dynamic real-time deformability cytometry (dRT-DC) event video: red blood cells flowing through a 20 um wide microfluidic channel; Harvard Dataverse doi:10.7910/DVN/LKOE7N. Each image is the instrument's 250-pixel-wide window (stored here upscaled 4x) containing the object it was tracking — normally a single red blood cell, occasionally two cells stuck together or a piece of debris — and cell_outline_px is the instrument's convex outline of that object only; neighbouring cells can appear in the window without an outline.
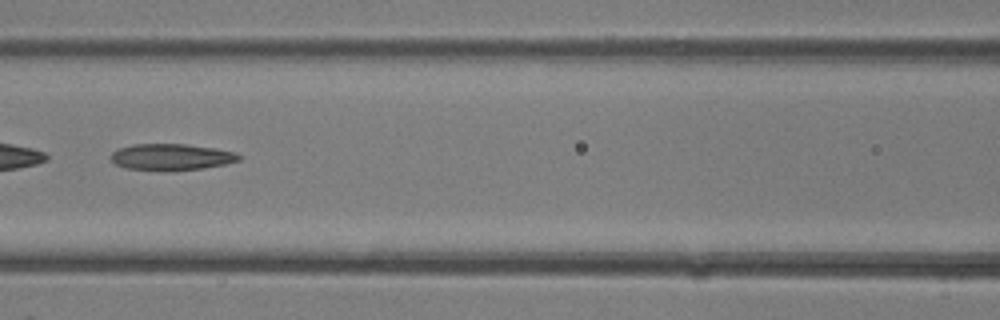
{"species": "common noctule bat (a hibernating species)", "species_latin": "Nyctalus noctula", "temperature_condition": "room temperature", "stored_images_in_passage": 33, "camera_frame_rate_fps": 3000, "um_per_image_px": 0.085, "animal": {"sex": "female"}, "frame": {"image": 1, "passage_image": 15, "time_ms": 4.667, "image_size_px": [1000, 320], "cell_outline_px": [[244, 156], [240, 160], [224, 164], [204, 168], [172, 172], [128, 168], [116, 164], [112, 160], [112, 152], [120, 148], [132, 144], [184, 144], [216, 148], [236, 152]], "centroid_in_image_um": [14.63, 13.35], "position_along_channel_um": 152.0, "area_um2": 19.94}}
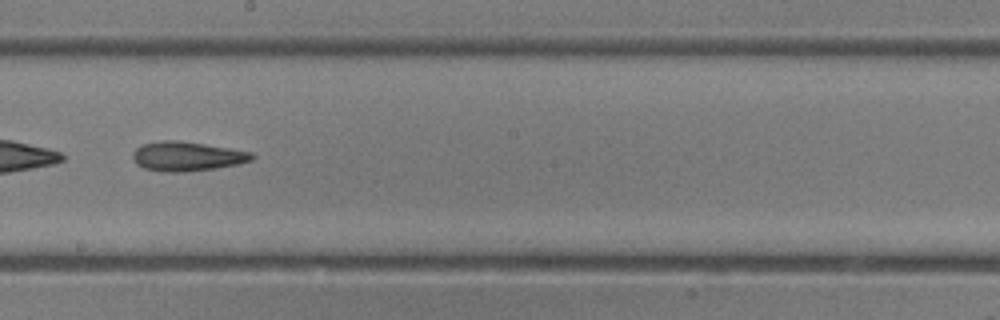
{"frame": {"image": 2, "passage_image": 19, "time_ms": 6.0, "image_size_px": [1000, 320], "cell_outline_px": [[256, 156], [252, 160], [240, 164], [216, 168], [184, 172], [160, 172], [144, 168], [136, 164], [132, 156], [132, 152], [136, 148], [144, 144], [160, 140], [180, 140], [252, 152]], "centroid_in_image_um": [15.89, 13.29], "position_along_channel_um": 232.3, "area_um2": 20.58}}